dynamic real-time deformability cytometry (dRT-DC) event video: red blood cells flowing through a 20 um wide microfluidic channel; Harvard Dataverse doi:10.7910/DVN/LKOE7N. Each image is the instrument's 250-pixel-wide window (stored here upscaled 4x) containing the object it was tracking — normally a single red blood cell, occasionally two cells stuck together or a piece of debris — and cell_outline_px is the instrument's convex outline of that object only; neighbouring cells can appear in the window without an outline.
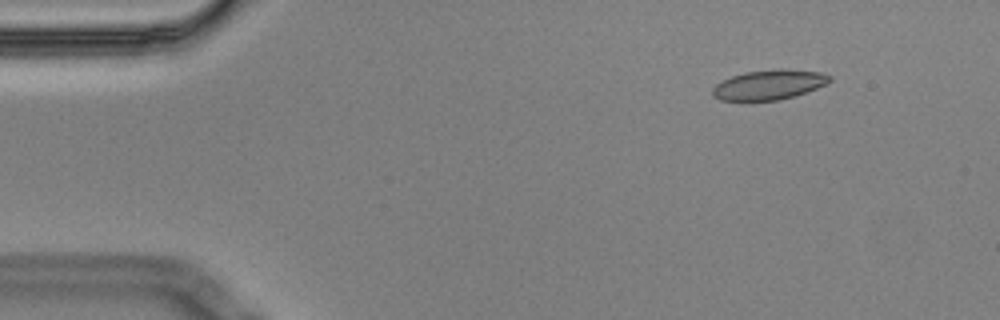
{"species": "Egyptian fruit bat (a non-hibernating species)", "species_latin": "Rousettus aegyptiacus", "temperature_condition": "cold", "stored_images_in_passage": 5, "camera_frame_rate_fps": 3000, "um_per_image_px": 0.085, "animal": {"sex": "male"}, "frame": {"image": 1, "passage_image": 2, "time_ms": 0.333, "image_size_px": [1000, 320], "cell_outline_px": [[832, 80], [828, 84], [796, 96], [780, 100], [720, 100], [712, 96], [712, 88], [716, 84], [732, 76], [744, 72], [820, 72], [832, 76]], "centroid_in_image_um": [65.35, 7.27], "position_along_channel_um": 19.7, "area_um2": 19.42}}